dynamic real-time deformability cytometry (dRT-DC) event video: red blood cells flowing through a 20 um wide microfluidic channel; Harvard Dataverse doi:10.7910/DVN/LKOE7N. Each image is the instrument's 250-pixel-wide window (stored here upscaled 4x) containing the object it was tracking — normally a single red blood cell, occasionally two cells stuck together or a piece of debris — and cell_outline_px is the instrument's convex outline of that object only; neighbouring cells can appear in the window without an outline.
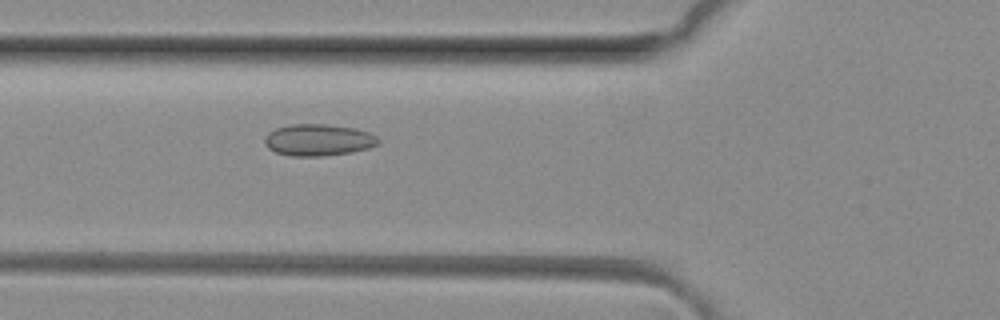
{"species": "common noctule bat (a hibernating species)", "species_latin": "Nyctalus noctula", "temperature_condition": "room temperature", "stored_images_in_passage": 6, "camera_frame_rate_fps": 3000, "um_per_image_px": 0.085, "animal": {"sex": "female", "body_mass_g": 29.2, "forearm_length_mm": 56.3}, "frame": {"image": 1, "passage_image": 6, "time_ms": 1.667, "image_size_px": [1000, 320], "cell_outline_px": [[380, 140], [376, 144], [368, 148], [352, 152], [320, 156], [288, 156], [276, 152], [268, 148], [264, 144], [264, 140], [268, 132], [276, 128], [292, 124], [324, 124], [356, 128], [368, 132], [376, 136]], "centroid_in_image_um": [27.03, 11.9], "position_along_channel_um": 98.8, "area_um2": 20.98}}